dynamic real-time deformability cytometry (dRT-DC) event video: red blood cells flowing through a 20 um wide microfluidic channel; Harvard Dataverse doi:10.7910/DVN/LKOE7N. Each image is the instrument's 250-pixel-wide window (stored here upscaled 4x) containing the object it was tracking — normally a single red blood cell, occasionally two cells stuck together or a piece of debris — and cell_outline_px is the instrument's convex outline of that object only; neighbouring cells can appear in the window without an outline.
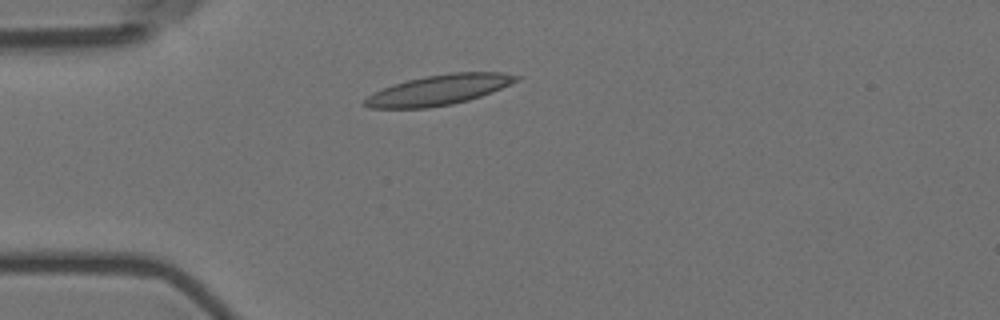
{"species": "Egyptian fruit bat (a non-hibernating species)", "species_latin": "Rousettus aegyptiacus", "temperature_condition": "room temperature", "stored_images_in_passage": 13, "camera_frame_rate_fps": 3000, "um_per_image_px": 0.085, "animal": {"sex": "female"}, "frame": {"image": 1, "passage_image": 2, "time_ms": 0.333, "image_size_px": [1000, 320], "cell_outline_px": [[520, 80], [492, 92], [468, 100], [452, 104], [428, 108], [372, 108], [364, 104], [364, 100], [372, 92], [392, 84], [408, 80], [428, 76], [452, 72], [504, 72], [520, 76]], "centroid_in_image_um": [37.32, 7.64], "position_along_channel_um": 47.7, "area_um2": 26.59}}
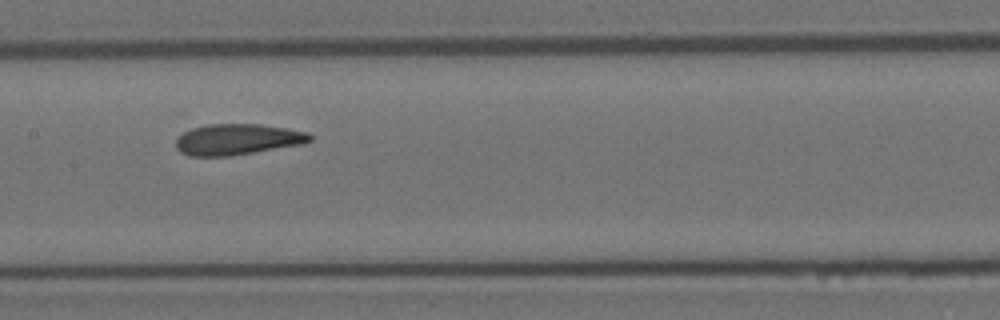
{"frame": {"image": 2, "passage_image": 6, "time_ms": 1.667, "image_size_px": [1000, 320], "cell_outline_px": [[312, 140], [304, 144], [228, 156], [188, 156], [180, 152], [176, 148], [176, 136], [192, 128], [208, 124], [260, 124], [288, 128], [308, 132], [312, 136]], "centroid_in_image_um": [20.18, 11.84], "position_along_channel_um": 187.2, "area_um2": 24.33}}
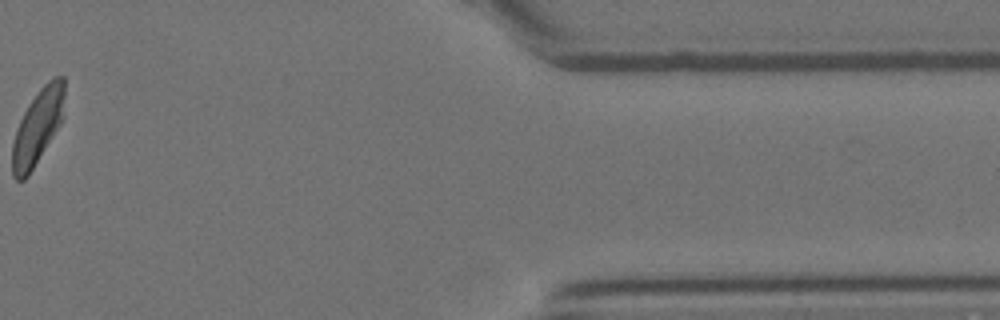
{"frame": {"image": 3, "passage_image": 12, "time_ms": 3.667, "image_size_px": [1000, 320], "cell_outline_px": [[64, 116], [60, 124], [28, 176], [24, 180], [16, 180], [12, 176], [12, 144], [20, 120], [28, 104], [40, 88], [48, 80], [56, 76], [64, 76]], "centroid_in_image_um": [3.2, 10.77], "position_along_channel_um": 408.2, "area_um2": 22.66}}